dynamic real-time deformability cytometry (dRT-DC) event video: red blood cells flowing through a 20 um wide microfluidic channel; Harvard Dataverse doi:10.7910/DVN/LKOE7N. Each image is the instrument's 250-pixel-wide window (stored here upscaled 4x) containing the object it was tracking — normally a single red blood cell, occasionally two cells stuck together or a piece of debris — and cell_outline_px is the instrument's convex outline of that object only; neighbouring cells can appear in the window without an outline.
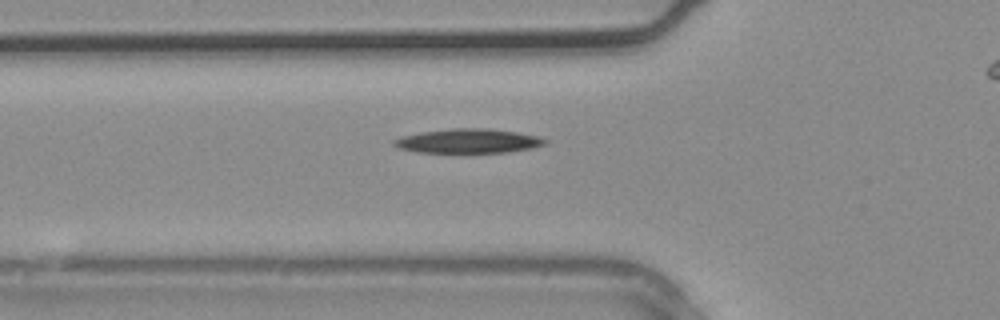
{"species": "common noctule bat (a hibernating species)", "species_latin": "Nyctalus noctula", "temperature_condition": "warm", "stored_images_in_passage": 4, "camera_frame_rate_fps": 3000, "um_per_image_px": 0.085, "animal": {"sex": "male", "body_mass_g": 20.4}, "frame": {"image": 1, "passage_image": 3, "time_ms": 0.667, "image_size_px": [1000, 320], "cell_outline_px": [[548, 144], [532, 148], [504, 152], [416, 152], [400, 148], [392, 144], [392, 140], [404, 136], [420, 132], [452, 128], [484, 128], [516, 132], [536, 136], [548, 140]], "centroid_in_image_um": [39.8, 11.98], "position_along_channel_um": 86.0, "area_um2": 21.15}}